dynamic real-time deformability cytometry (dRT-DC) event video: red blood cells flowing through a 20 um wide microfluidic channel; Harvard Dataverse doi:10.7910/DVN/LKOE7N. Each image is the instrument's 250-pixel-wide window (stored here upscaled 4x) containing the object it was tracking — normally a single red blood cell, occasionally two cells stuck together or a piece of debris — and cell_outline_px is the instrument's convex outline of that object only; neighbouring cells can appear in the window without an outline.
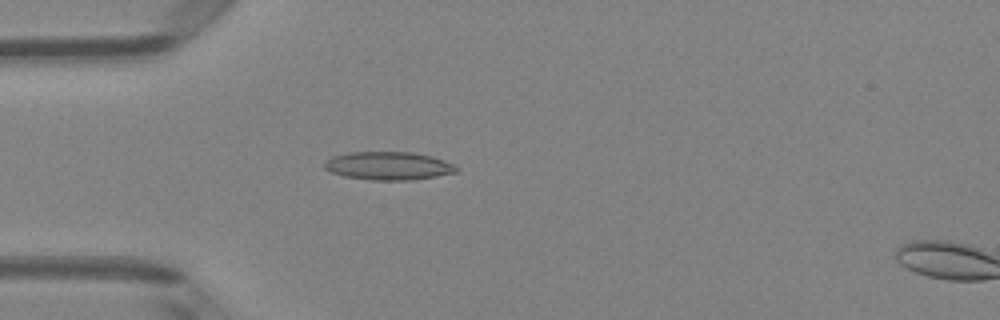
{"species": "Egyptian fruit bat (a non-hibernating species)", "species_latin": "Rousettus aegyptiacus", "temperature_condition": "room temperature", "stored_images_in_passage": 9, "camera_frame_rate_fps": 3000, "um_per_image_px": 0.085, "animal": {"sex": "female"}, "frame": {"image": 1, "passage_image": 7, "time_ms": 2.0, "image_size_px": [1000, 320], "cell_outline_px": [[460, 168], [456, 172], [436, 176], [408, 180], [372, 180], [344, 176], [332, 172], [324, 168], [324, 160], [332, 156], [348, 152], [412, 152], [432, 156], [444, 160]], "centroid_in_image_um": [32.99, 14.09], "position_along_channel_um": 52.0, "area_um2": 21.68}}